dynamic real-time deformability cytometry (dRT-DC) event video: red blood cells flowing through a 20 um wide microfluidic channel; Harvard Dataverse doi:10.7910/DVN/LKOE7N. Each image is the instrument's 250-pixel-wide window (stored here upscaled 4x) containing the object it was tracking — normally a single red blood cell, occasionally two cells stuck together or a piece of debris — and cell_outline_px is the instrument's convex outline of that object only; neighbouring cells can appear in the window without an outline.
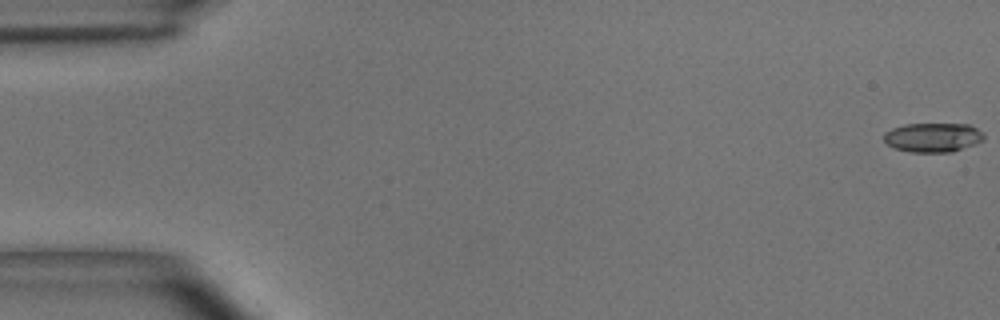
{"species": "common noctule bat (a hibernating species)", "species_latin": "Nyctalus noctula", "temperature_condition": "room temperature", "stored_images_in_passage": 55, "camera_frame_rate_fps": 3000, "um_per_image_px": 0.085, "animal": {"sex": "male", "body_mass_g": 15.6}, "frame": {"image": 1, "passage_image": 1, "time_ms": 0.0, "image_size_px": [1000, 320], "cell_outline_px": [[984, 140], [976, 144], [952, 152], [908, 152], [896, 148], [888, 144], [884, 140], [884, 132], [892, 128], [904, 124], [968, 124], [984, 132]], "centroid_in_image_um": [79.32, 11.68], "position_along_channel_um": 5.7, "area_um2": 17.17}}
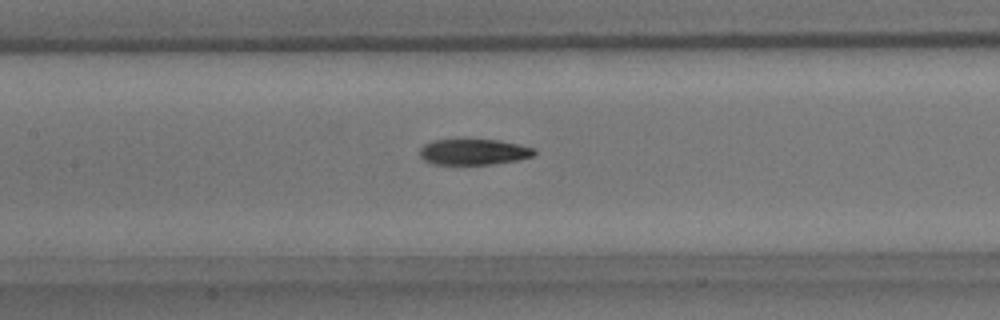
{"frame": {"image": 2, "passage_image": 26, "time_ms": 8.333, "image_size_px": [1000, 320], "cell_outline_px": [[536, 152], [532, 156], [516, 160], [492, 164], [432, 164], [424, 160], [420, 156], [420, 148], [424, 144], [432, 140], [464, 136], [500, 140], [520, 144], [536, 148]], "centroid_in_image_um": [40.23, 12.85], "position_along_channel_um": 167.2, "area_um2": 18.21}}
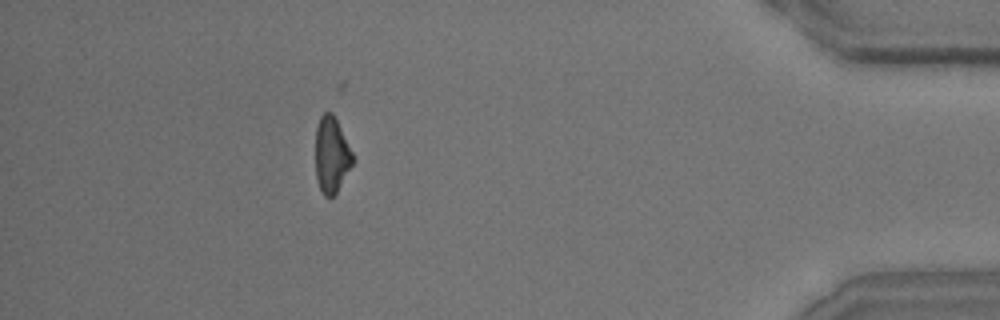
{"frame": {"image": 3, "passage_image": 50, "time_ms": 16.333, "image_size_px": [1000, 320], "cell_outline_px": [[356, 160], [336, 192], [332, 196], [324, 196], [320, 188], [316, 176], [316, 128], [320, 116], [324, 112], [332, 112]], "centroid_in_image_um": [28.19, 13.16], "position_along_channel_um": 407.0, "area_um2": 16.3}, "authors_computed_cell_mechanics": {"area_um2": 17.6868, "velocity_mm_per_s": 3.6438, "shape_relaxation_time_tau1_ms": 5.0693, "shape_relaxation_time_tau2_ms": 4.2502, "deformation_change_tau1": 0.1675, "deformation_change_tau2": 0.1052}}